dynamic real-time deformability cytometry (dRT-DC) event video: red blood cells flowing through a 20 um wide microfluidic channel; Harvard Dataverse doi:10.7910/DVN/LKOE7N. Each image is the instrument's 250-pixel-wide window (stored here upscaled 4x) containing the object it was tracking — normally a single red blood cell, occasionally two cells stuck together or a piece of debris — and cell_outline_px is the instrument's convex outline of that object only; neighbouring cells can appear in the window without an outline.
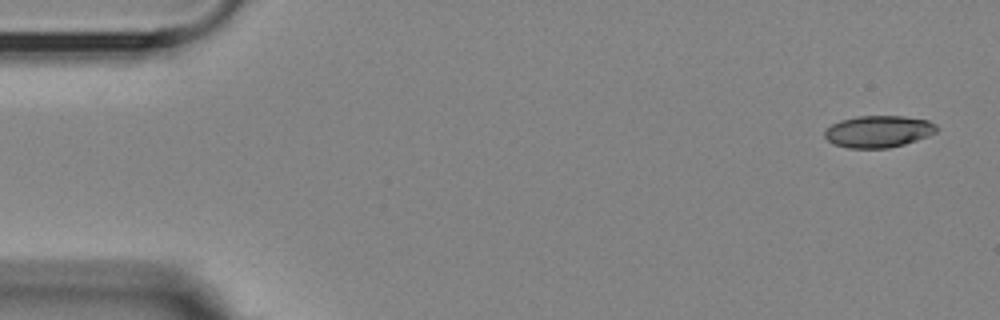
{"species": "Egyptian fruit bat (a non-hibernating species)", "species_latin": "Rousettus aegyptiacus", "temperature_condition": "room temperature", "stored_images_in_passage": 2, "camera_frame_rate_fps": 3000, "um_per_image_px": 0.085, "animal": {"sex": "female"}, "frame": {"image": 1, "passage_image": 2, "time_ms": 1.0, "image_size_px": [1000, 320], "cell_outline_px": [[940, 128], [936, 132], [928, 136], [904, 144], [888, 148], [848, 148], [832, 144], [824, 136], [824, 132], [832, 124], [840, 120], [856, 116], [904, 116], [928, 120], [936, 124]], "centroid_in_image_um": [74.68, 11.17], "position_along_channel_um": 10.3, "area_um2": 20.92}}